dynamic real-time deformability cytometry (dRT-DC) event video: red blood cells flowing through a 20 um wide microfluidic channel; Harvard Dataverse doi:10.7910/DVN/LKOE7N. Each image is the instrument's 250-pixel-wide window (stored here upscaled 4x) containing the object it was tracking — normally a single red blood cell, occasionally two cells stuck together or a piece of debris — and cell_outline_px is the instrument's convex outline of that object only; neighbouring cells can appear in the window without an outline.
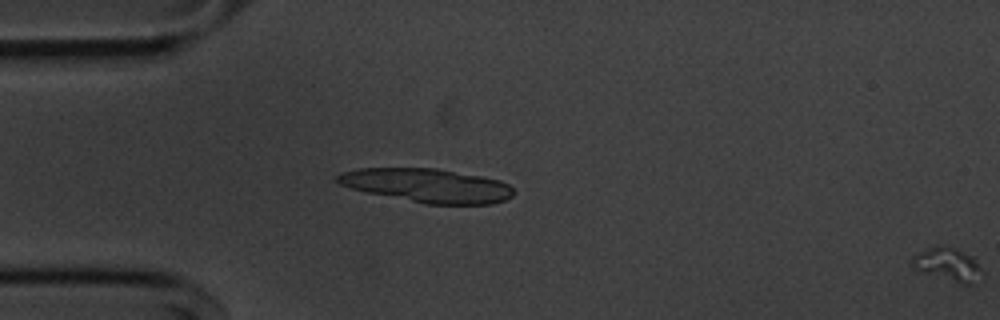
{"species": "common noctule bat (a hibernating species)", "species_latin": "Nyctalus noctula", "temperature_condition": "cold", "stored_images_in_passage": 14, "segment_of_instrument_passage": [2, 2], "camera_frame_rate_fps": 3000, "um_per_image_px": 0.085, "animal": {"sex": "male", "body_mass_g": 20.1, "forearm_length_mm": 53.5}, "frame": {"image": 1, "passage_image": 14, "time_ms": 4.333, "image_size_px": [1000, 320], "cell_outline_px": [[984, 272], [972, 284], [960, 284], [912, 268], [912, 256], [936, 244], [956, 248], [972, 256], [976, 260]], "centroid_in_image_um": [80.58, 22.46], "position_along_channel_um": 4.4, "area_um2": 13.58}}